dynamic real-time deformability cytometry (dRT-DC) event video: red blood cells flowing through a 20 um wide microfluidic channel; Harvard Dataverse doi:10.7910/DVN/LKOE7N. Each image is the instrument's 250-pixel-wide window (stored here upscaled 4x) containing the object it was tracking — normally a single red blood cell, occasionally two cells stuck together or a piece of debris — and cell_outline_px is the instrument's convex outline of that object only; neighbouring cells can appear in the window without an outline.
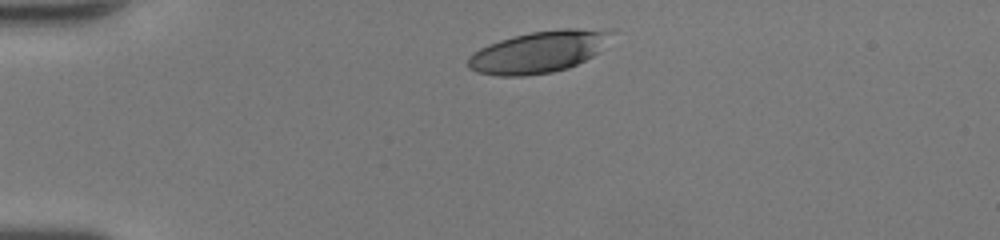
{"species": "human", "species_latin": "Homo sapiens", "temperature_condition": "room temperature", "stored_images_in_passage": 32, "camera_frame_rate_fps": 3000, "um_per_image_px": 0.085, "donor": {"sex": "female"}, "frame": {"image": 1, "passage_image": 1, "time_ms": 0.0, "image_size_px": [1000, 240], "cell_outline_px": [[616, 32], [592, 56], [568, 68], [552, 72], [524, 76], [496, 76], [476, 72], [468, 68], [468, 56], [472, 52], [488, 44], [500, 40], [532, 32], [564, 28], [576, 28]], "centroid_in_image_um": [45.71, 4.43], "position_along_channel_um": 39.3, "area_um2": 34.45}}
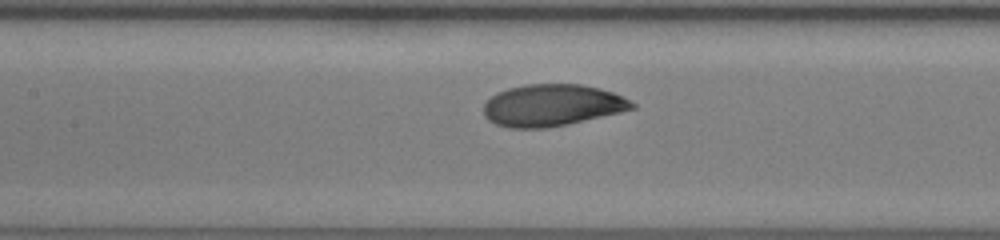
{"frame": {"image": 2, "passage_image": 13, "time_ms": 4.0, "image_size_px": [1000, 240], "cell_outline_px": [[636, 108], [620, 112], [568, 124], [548, 128], [508, 128], [496, 124], [488, 120], [484, 116], [484, 104], [496, 92], [508, 88], [528, 84], [580, 84], [600, 88], [612, 92], [636, 104]], "centroid_in_image_um": [46.9, 8.95], "position_along_channel_um": 160.5, "area_um2": 36.13}}
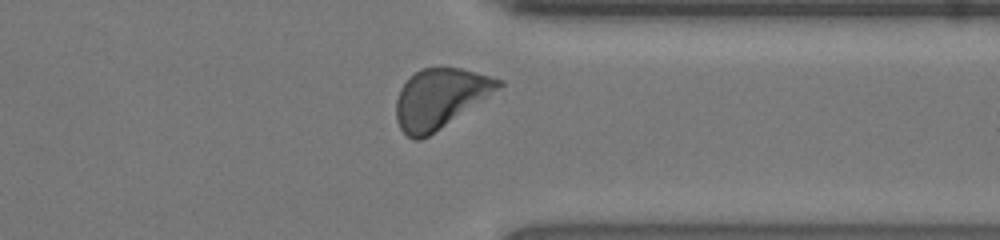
{"frame": {"image": 3, "passage_image": 28, "time_ms": 9.0, "image_size_px": [1000, 240], "cell_outline_px": [[504, 84], [500, 88], [428, 136], [420, 140], [412, 140], [400, 128], [396, 120], [396, 100], [400, 88], [416, 72], [424, 68], [460, 68], [476, 72], [504, 80]], "centroid_in_image_um": [37.39, 8.36], "position_along_channel_um": 374.0, "area_um2": 34.85}, "authors_computed_cell_mechanics": {"area_um2": 35.836, "velocity_mm_per_s": 4.2869, "shape_relaxation_time_tau1_ms": 2.3366, "shape_relaxation_time_tau2_ms": 1.0259, "deformation_change_tau1": 0.1447, "deformation_change_tau2": 0.0464}}